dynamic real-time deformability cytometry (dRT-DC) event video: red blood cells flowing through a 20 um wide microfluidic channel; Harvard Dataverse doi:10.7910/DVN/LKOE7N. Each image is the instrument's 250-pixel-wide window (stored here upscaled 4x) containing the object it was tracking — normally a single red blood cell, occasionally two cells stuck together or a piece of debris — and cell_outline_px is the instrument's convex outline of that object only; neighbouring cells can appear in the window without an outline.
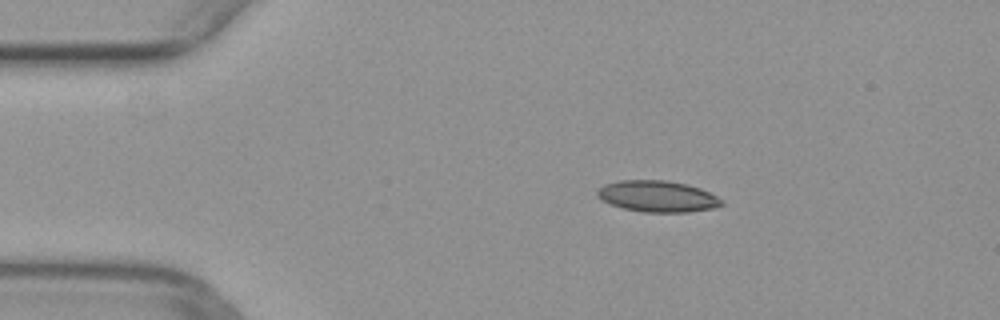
{"species": "common noctule bat (a hibernating species)", "species_latin": "Nyctalus noctula", "temperature_condition": "warm", "stored_images_in_passage": 33, "camera_frame_rate_fps": 3000, "um_per_image_px": 0.085, "animal": {"sex": "female", "body_mass_g": 29.2, "forearm_length_mm": 56.3}, "frame": {"image": 1, "passage_image": 1, "time_ms": 0.0, "image_size_px": [1000, 320], "cell_outline_px": [[724, 204], [716, 208], [688, 212], [644, 212], [624, 208], [600, 200], [596, 196], [596, 192], [604, 184], [620, 180], [664, 180], [688, 184], [700, 188], [724, 200]], "centroid_in_image_um": [55.9, 16.69], "position_along_channel_um": 29.1, "area_um2": 22.77}}
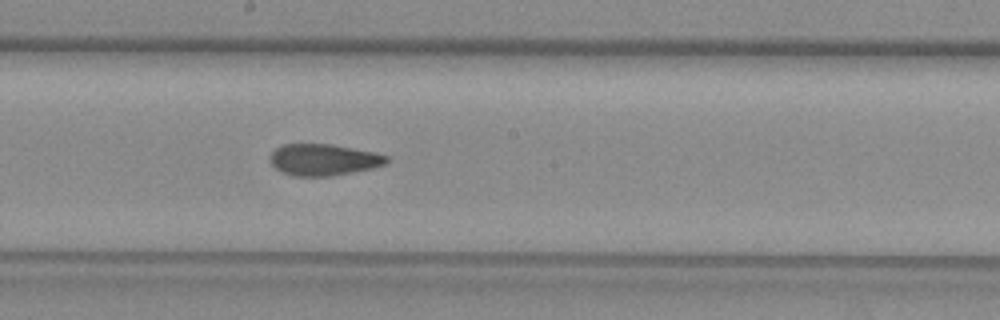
{"frame": {"image": 2, "passage_image": 19, "time_ms": 6.0, "image_size_px": [1000, 320], "cell_outline_px": [[388, 164], [372, 168], [332, 176], [292, 176], [280, 172], [272, 164], [272, 152], [276, 148], [284, 144], [332, 144], [376, 152], [388, 156]], "centroid_in_image_um": [27.54, 13.58], "position_along_channel_um": 220.7, "area_um2": 21.44}}
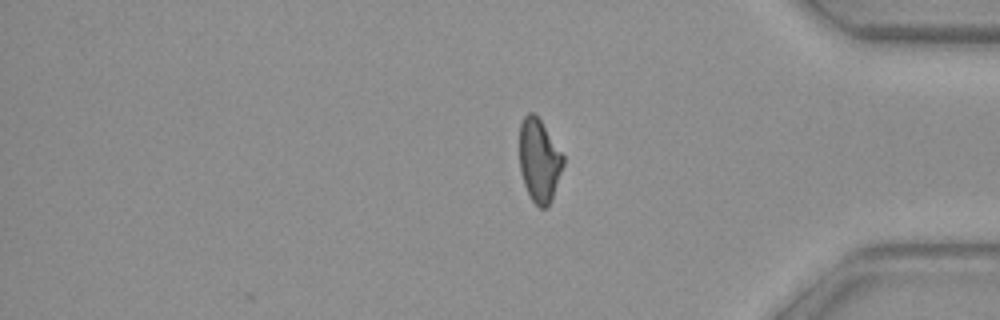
{"frame": {"image": 3, "passage_image": 33, "time_ms": 10.667, "image_size_px": [1000, 320], "cell_outline_px": [[564, 164], [552, 200], [548, 208], [540, 208], [532, 200], [524, 184], [520, 172], [520, 124], [524, 116], [528, 112], [532, 112], [540, 120], [564, 156]], "centroid_in_image_um": [45.84, 13.67], "position_along_channel_um": 389.4, "area_um2": 21.1}}